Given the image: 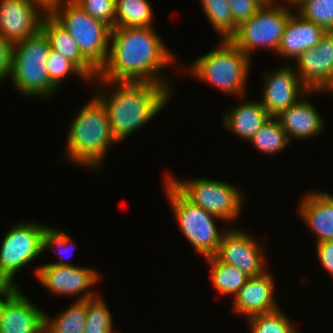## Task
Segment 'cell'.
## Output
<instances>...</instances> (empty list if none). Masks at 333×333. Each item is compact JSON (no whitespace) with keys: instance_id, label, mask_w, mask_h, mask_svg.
Segmentation results:
<instances>
[{"instance_id":"6da1fadb","label":"cell","mask_w":333,"mask_h":333,"mask_svg":"<svg viewBox=\"0 0 333 333\" xmlns=\"http://www.w3.org/2000/svg\"><path fill=\"white\" fill-rule=\"evenodd\" d=\"M110 41L108 57L96 80L153 82L170 88L158 72L175 57L153 27H115Z\"/></svg>"},{"instance_id":"7a4b0ae2","label":"cell","mask_w":333,"mask_h":333,"mask_svg":"<svg viewBox=\"0 0 333 333\" xmlns=\"http://www.w3.org/2000/svg\"><path fill=\"white\" fill-rule=\"evenodd\" d=\"M99 82L101 86L103 84L104 91V85L111 84L115 87L108 95L101 90L96 97L105 107L117 141H122L150 121L170 99L171 89L158 83L107 80Z\"/></svg>"},{"instance_id":"3957f363","label":"cell","mask_w":333,"mask_h":333,"mask_svg":"<svg viewBox=\"0 0 333 333\" xmlns=\"http://www.w3.org/2000/svg\"><path fill=\"white\" fill-rule=\"evenodd\" d=\"M67 156L72 163L98 168L109 145L118 142L113 135L107 112L94 96L71 123Z\"/></svg>"},{"instance_id":"277c9868","label":"cell","mask_w":333,"mask_h":333,"mask_svg":"<svg viewBox=\"0 0 333 333\" xmlns=\"http://www.w3.org/2000/svg\"><path fill=\"white\" fill-rule=\"evenodd\" d=\"M49 40L42 30L13 44L10 77L18 92L27 96L51 97L56 87L49 79Z\"/></svg>"},{"instance_id":"5b68a950","label":"cell","mask_w":333,"mask_h":333,"mask_svg":"<svg viewBox=\"0 0 333 333\" xmlns=\"http://www.w3.org/2000/svg\"><path fill=\"white\" fill-rule=\"evenodd\" d=\"M49 13L72 36L83 57L99 71L108 57L111 28L73 0H61Z\"/></svg>"},{"instance_id":"8992f818","label":"cell","mask_w":333,"mask_h":333,"mask_svg":"<svg viewBox=\"0 0 333 333\" xmlns=\"http://www.w3.org/2000/svg\"><path fill=\"white\" fill-rule=\"evenodd\" d=\"M221 41L219 48L199 57L189 67V72L225 93L243 98L251 57L230 39Z\"/></svg>"},{"instance_id":"52a82bcc","label":"cell","mask_w":333,"mask_h":333,"mask_svg":"<svg viewBox=\"0 0 333 333\" xmlns=\"http://www.w3.org/2000/svg\"><path fill=\"white\" fill-rule=\"evenodd\" d=\"M167 197L180 230L187 240L203 257L214 256L225 232H219L215 220L217 216L189 201L166 178Z\"/></svg>"},{"instance_id":"ba28073f","label":"cell","mask_w":333,"mask_h":333,"mask_svg":"<svg viewBox=\"0 0 333 333\" xmlns=\"http://www.w3.org/2000/svg\"><path fill=\"white\" fill-rule=\"evenodd\" d=\"M284 5L267 0L247 21L241 23L230 40L247 56L257 47L278 50L287 21L292 14Z\"/></svg>"},{"instance_id":"9c48e42d","label":"cell","mask_w":333,"mask_h":333,"mask_svg":"<svg viewBox=\"0 0 333 333\" xmlns=\"http://www.w3.org/2000/svg\"><path fill=\"white\" fill-rule=\"evenodd\" d=\"M37 223L16 224L6 233L0 249V287H17L14 275L43 251V231Z\"/></svg>"},{"instance_id":"30bf717a","label":"cell","mask_w":333,"mask_h":333,"mask_svg":"<svg viewBox=\"0 0 333 333\" xmlns=\"http://www.w3.org/2000/svg\"><path fill=\"white\" fill-rule=\"evenodd\" d=\"M167 177L189 201L222 221L230 222L241 213L243 196L232 184L204 178L180 182L172 176Z\"/></svg>"},{"instance_id":"8fae6325","label":"cell","mask_w":333,"mask_h":333,"mask_svg":"<svg viewBox=\"0 0 333 333\" xmlns=\"http://www.w3.org/2000/svg\"><path fill=\"white\" fill-rule=\"evenodd\" d=\"M18 289L0 287V333H44L45 313Z\"/></svg>"},{"instance_id":"7c38bea8","label":"cell","mask_w":333,"mask_h":333,"mask_svg":"<svg viewBox=\"0 0 333 333\" xmlns=\"http://www.w3.org/2000/svg\"><path fill=\"white\" fill-rule=\"evenodd\" d=\"M263 246L242 230H227L214 255L220 262L237 267L250 277L261 276L264 268Z\"/></svg>"},{"instance_id":"4fadbf2b","label":"cell","mask_w":333,"mask_h":333,"mask_svg":"<svg viewBox=\"0 0 333 333\" xmlns=\"http://www.w3.org/2000/svg\"><path fill=\"white\" fill-rule=\"evenodd\" d=\"M35 273L38 280L55 294L76 295L85 292L77 301H84L97 295L88 290L100 279V274L92 268L47 263L36 268Z\"/></svg>"},{"instance_id":"5bb4252c","label":"cell","mask_w":333,"mask_h":333,"mask_svg":"<svg viewBox=\"0 0 333 333\" xmlns=\"http://www.w3.org/2000/svg\"><path fill=\"white\" fill-rule=\"evenodd\" d=\"M301 82L313 92H333V31L326 32L320 42L297 58Z\"/></svg>"},{"instance_id":"9a60e30c","label":"cell","mask_w":333,"mask_h":333,"mask_svg":"<svg viewBox=\"0 0 333 333\" xmlns=\"http://www.w3.org/2000/svg\"><path fill=\"white\" fill-rule=\"evenodd\" d=\"M40 9L30 0H0V35L14 44L37 34L45 16Z\"/></svg>"},{"instance_id":"2e32d148","label":"cell","mask_w":333,"mask_h":333,"mask_svg":"<svg viewBox=\"0 0 333 333\" xmlns=\"http://www.w3.org/2000/svg\"><path fill=\"white\" fill-rule=\"evenodd\" d=\"M291 66H285L273 73H266L263 99L260 103L271 117H276L288 107L295 105L302 96L311 92L300 80ZM298 97V98H297Z\"/></svg>"},{"instance_id":"e0dca14e","label":"cell","mask_w":333,"mask_h":333,"mask_svg":"<svg viewBox=\"0 0 333 333\" xmlns=\"http://www.w3.org/2000/svg\"><path fill=\"white\" fill-rule=\"evenodd\" d=\"M274 282L267 271L250 277L234 296V310L247 317L270 313L279 309L274 296Z\"/></svg>"},{"instance_id":"ac0fdd59","label":"cell","mask_w":333,"mask_h":333,"mask_svg":"<svg viewBox=\"0 0 333 333\" xmlns=\"http://www.w3.org/2000/svg\"><path fill=\"white\" fill-rule=\"evenodd\" d=\"M326 32L314 22L292 13L287 21L277 53L297 60L303 52L315 47Z\"/></svg>"},{"instance_id":"d6986e66","label":"cell","mask_w":333,"mask_h":333,"mask_svg":"<svg viewBox=\"0 0 333 333\" xmlns=\"http://www.w3.org/2000/svg\"><path fill=\"white\" fill-rule=\"evenodd\" d=\"M299 206V214L311 231L317 235V243L333 240V196L326 192L306 194Z\"/></svg>"},{"instance_id":"ffe728a7","label":"cell","mask_w":333,"mask_h":333,"mask_svg":"<svg viewBox=\"0 0 333 333\" xmlns=\"http://www.w3.org/2000/svg\"><path fill=\"white\" fill-rule=\"evenodd\" d=\"M302 99L276 116L289 140L292 137L305 140L319 135L324 128V122L316 108L307 99Z\"/></svg>"},{"instance_id":"44dd1931","label":"cell","mask_w":333,"mask_h":333,"mask_svg":"<svg viewBox=\"0 0 333 333\" xmlns=\"http://www.w3.org/2000/svg\"><path fill=\"white\" fill-rule=\"evenodd\" d=\"M41 30L48 38L51 50L59 52L73 62L91 83L93 79L96 81L98 71L83 57L72 36L50 13H45Z\"/></svg>"},{"instance_id":"7402d4cb","label":"cell","mask_w":333,"mask_h":333,"mask_svg":"<svg viewBox=\"0 0 333 333\" xmlns=\"http://www.w3.org/2000/svg\"><path fill=\"white\" fill-rule=\"evenodd\" d=\"M271 116L260 101L245 102L227 111L224 125L243 139H250Z\"/></svg>"},{"instance_id":"603a6c76","label":"cell","mask_w":333,"mask_h":333,"mask_svg":"<svg viewBox=\"0 0 333 333\" xmlns=\"http://www.w3.org/2000/svg\"><path fill=\"white\" fill-rule=\"evenodd\" d=\"M153 15L148 0H115V27H152Z\"/></svg>"},{"instance_id":"cb8c5ba5","label":"cell","mask_w":333,"mask_h":333,"mask_svg":"<svg viewBox=\"0 0 333 333\" xmlns=\"http://www.w3.org/2000/svg\"><path fill=\"white\" fill-rule=\"evenodd\" d=\"M211 265L210 277L217 292L224 295L234 296L239 291V288L244 285L249 278L241 272L237 267L227 263L220 262L215 256L206 257Z\"/></svg>"},{"instance_id":"d4e9b609","label":"cell","mask_w":333,"mask_h":333,"mask_svg":"<svg viewBox=\"0 0 333 333\" xmlns=\"http://www.w3.org/2000/svg\"><path fill=\"white\" fill-rule=\"evenodd\" d=\"M86 316V300L76 301L52 320L45 313L44 333H84Z\"/></svg>"},{"instance_id":"484cf974","label":"cell","mask_w":333,"mask_h":333,"mask_svg":"<svg viewBox=\"0 0 333 333\" xmlns=\"http://www.w3.org/2000/svg\"><path fill=\"white\" fill-rule=\"evenodd\" d=\"M250 142L262 153L276 154L290 142L287 133L276 117L269 120L254 134Z\"/></svg>"},{"instance_id":"4316f807","label":"cell","mask_w":333,"mask_h":333,"mask_svg":"<svg viewBox=\"0 0 333 333\" xmlns=\"http://www.w3.org/2000/svg\"><path fill=\"white\" fill-rule=\"evenodd\" d=\"M203 11L223 40L230 39L237 31L227 0H201Z\"/></svg>"},{"instance_id":"83f0119b","label":"cell","mask_w":333,"mask_h":333,"mask_svg":"<svg viewBox=\"0 0 333 333\" xmlns=\"http://www.w3.org/2000/svg\"><path fill=\"white\" fill-rule=\"evenodd\" d=\"M101 298L96 295L86 300L84 333H114L111 312Z\"/></svg>"},{"instance_id":"f1b7e54d","label":"cell","mask_w":333,"mask_h":333,"mask_svg":"<svg viewBox=\"0 0 333 333\" xmlns=\"http://www.w3.org/2000/svg\"><path fill=\"white\" fill-rule=\"evenodd\" d=\"M298 14L324 28L333 31V0H300L295 4Z\"/></svg>"},{"instance_id":"f546056e","label":"cell","mask_w":333,"mask_h":333,"mask_svg":"<svg viewBox=\"0 0 333 333\" xmlns=\"http://www.w3.org/2000/svg\"><path fill=\"white\" fill-rule=\"evenodd\" d=\"M252 333H299L280 310L249 317Z\"/></svg>"},{"instance_id":"4dcf8cb0","label":"cell","mask_w":333,"mask_h":333,"mask_svg":"<svg viewBox=\"0 0 333 333\" xmlns=\"http://www.w3.org/2000/svg\"><path fill=\"white\" fill-rule=\"evenodd\" d=\"M47 72L50 81L57 87L60 86V81L66 77L70 72L89 80L86 75L69 59L65 58L59 52L50 49L47 60ZM63 78V79H62Z\"/></svg>"},{"instance_id":"1f68e13d","label":"cell","mask_w":333,"mask_h":333,"mask_svg":"<svg viewBox=\"0 0 333 333\" xmlns=\"http://www.w3.org/2000/svg\"><path fill=\"white\" fill-rule=\"evenodd\" d=\"M93 18L115 28V0H73Z\"/></svg>"},{"instance_id":"d6a6232c","label":"cell","mask_w":333,"mask_h":333,"mask_svg":"<svg viewBox=\"0 0 333 333\" xmlns=\"http://www.w3.org/2000/svg\"><path fill=\"white\" fill-rule=\"evenodd\" d=\"M72 240L70 239V236L66 234L64 231H60L58 229H53L48 226L44 228L43 231V251H46L47 248H53L58 247V253H68V248H71ZM69 245V246H68ZM64 249V250H63ZM63 250V251H62ZM62 251V252H61ZM61 262L58 263H50L52 265H71L69 264L68 260H63V255L60 256Z\"/></svg>"},{"instance_id":"836d02e7","label":"cell","mask_w":333,"mask_h":333,"mask_svg":"<svg viewBox=\"0 0 333 333\" xmlns=\"http://www.w3.org/2000/svg\"><path fill=\"white\" fill-rule=\"evenodd\" d=\"M234 23L239 26L253 16L267 0H227Z\"/></svg>"},{"instance_id":"e575fe53","label":"cell","mask_w":333,"mask_h":333,"mask_svg":"<svg viewBox=\"0 0 333 333\" xmlns=\"http://www.w3.org/2000/svg\"><path fill=\"white\" fill-rule=\"evenodd\" d=\"M13 44L0 35V83L10 75Z\"/></svg>"},{"instance_id":"d590c367","label":"cell","mask_w":333,"mask_h":333,"mask_svg":"<svg viewBox=\"0 0 333 333\" xmlns=\"http://www.w3.org/2000/svg\"><path fill=\"white\" fill-rule=\"evenodd\" d=\"M316 244L320 264L333 277V240Z\"/></svg>"},{"instance_id":"8d00e7d4","label":"cell","mask_w":333,"mask_h":333,"mask_svg":"<svg viewBox=\"0 0 333 333\" xmlns=\"http://www.w3.org/2000/svg\"><path fill=\"white\" fill-rule=\"evenodd\" d=\"M39 4L44 13H49L61 0H30Z\"/></svg>"},{"instance_id":"74e56055","label":"cell","mask_w":333,"mask_h":333,"mask_svg":"<svg viewBox=\"0 0 333 333\" xmlns=\"http://www.w3.org/2000/svg\"><path fill=\"white\" fill-rule=\"evenodd\" d=\"M286 1H289V3L292 5H295L296 3H298L300 0H286Z\"/></svg>"}]
</instances>
